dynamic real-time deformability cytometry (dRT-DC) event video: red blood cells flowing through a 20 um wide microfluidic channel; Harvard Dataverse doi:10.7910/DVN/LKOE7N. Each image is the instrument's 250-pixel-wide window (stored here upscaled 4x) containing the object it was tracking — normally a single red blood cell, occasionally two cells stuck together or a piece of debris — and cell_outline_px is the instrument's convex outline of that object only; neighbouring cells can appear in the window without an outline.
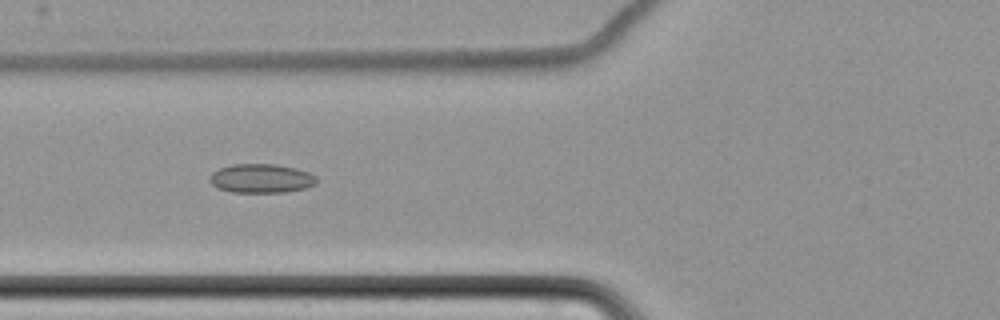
{"species": "common noctule bat (a hibernating species)", "species_latin": "Nyctalus noctula", "temperature_condition": "cold", "stored_images_in_passage": 15, "camera_frame_rate_fps": 3000, "um_per_image_px": 0.085, "animal": {"sex": "female", "body_mass_g": 22.7, "forearm_length_mm": 54.2}, "frame": {"image": 1, "passage_image": 7, "time_ms": 8.0, "image_size_px": [1000, 320], "cell_outline_px": [[316, 184], [304, 188], [284, 192], [232, 192], [216, 188], [208, 180], [212, 172], [220, 168], [232, 164], [276, 164], [296, 168], [308, 172], [316, 176]], "centroid_in_image_um": [22.18, 15.16], "position_along_channel_um": 103.6, "area_um2": 18.09}}
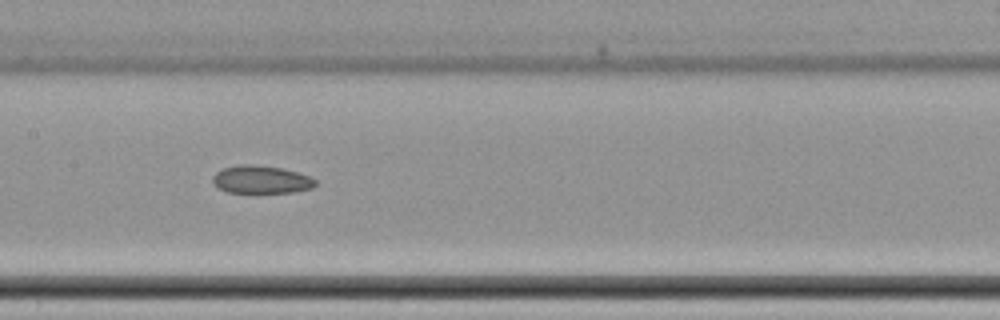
{"frame": {"image": 2, "passage_image": 9, "time_ms": 10.333, "image_size_px": [1000, 320], "cell_outline_px": [[316, 184], [312, 188], [292, 192], [228, 192], [212, 184], [212, 176], [216, 172], [224, 168], [240, 164], [252, 164], [284, 168], [308, 176], [316, 180]], "centroid_in_image_um": [22.18, 15.25], "position_along_channel_um": 185.2, "area_um2": 16.59}}
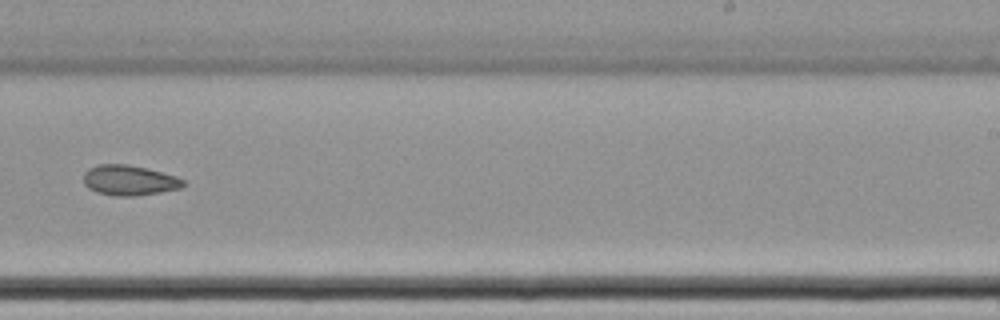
{"frame": {"image": 3, "passage_image": 11, "time_ms": 13.0, "image_size_px": [1000, 320], "cell_outline_px": [[184, 184], [180, 188], [160, 192], [132, 196], [112, 196], [96, 192], [88, 188], [84, 184], [84, 172], [88, 168], [96, 164], [128, 164], [176, 176], [184, 180]], "centroid_in_image_um": [10.93, 15.32], "position_along_channel_um": 278.1, "area_um2": 17.51}}